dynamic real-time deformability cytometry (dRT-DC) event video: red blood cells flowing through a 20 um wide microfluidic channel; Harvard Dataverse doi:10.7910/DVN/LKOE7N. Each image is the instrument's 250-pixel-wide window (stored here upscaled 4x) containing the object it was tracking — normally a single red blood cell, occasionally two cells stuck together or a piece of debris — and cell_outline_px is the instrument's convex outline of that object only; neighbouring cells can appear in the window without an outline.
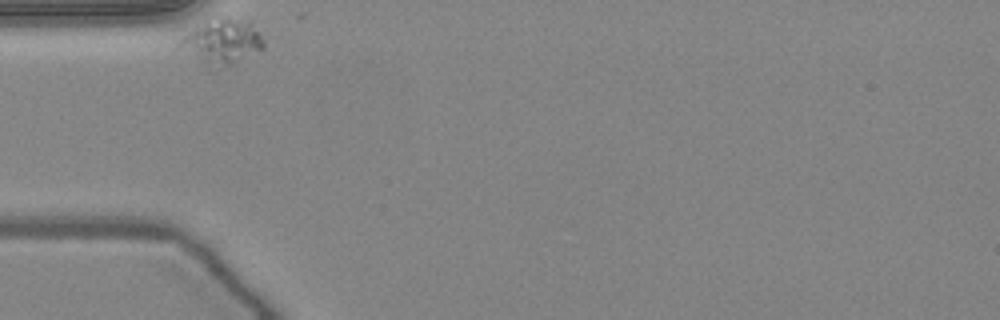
{"species": "common noctule bat (a hibernating species)", "species_latin": "Nyctalus noctula", "temperature_condition": "warm", "stored_images_in_passage": 30, "camera_frame_rate_fps": 3000, "um_per_image_px": 0.085, "animal": {"sex": "female", "body_mass_g": 24.6, "forearm_length_mm": 56.2}, "frame": {"image": 1, "passage_image": 1, "time_ms": 0.0, "image_size_px": [1000, 320], "cell_outline_px": [[264, 48], [216, 72], [208, 72], [172, 48], [184, 36], [204, 20], [216, 12], [220, 12], [252, 20], [264, 40]], "centroid_in_image_um": [18.75, 3.55], "position_along_channel_um": 66.3, "area_um2": 24.85}}
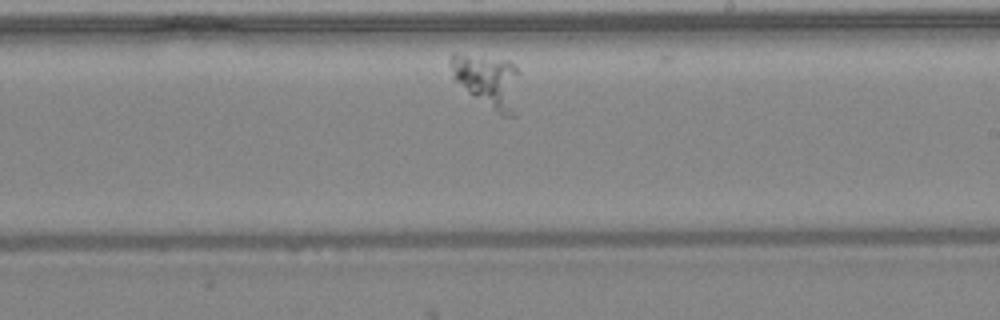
{"frame": {"image": 2, "passage_image": 18, "time_ms": 5.667, "image_size_px": [1000, 320], "cell_outline_px": [[520, 72], [516, 116], [500, 116], [452, 80], [448, 64], [448, 60], [452, 52], [508, 60]], "centroid_in_image_um": [41.44, 6.88], "position_along_channel_um": 247.6, "area_um2": 22.2}}
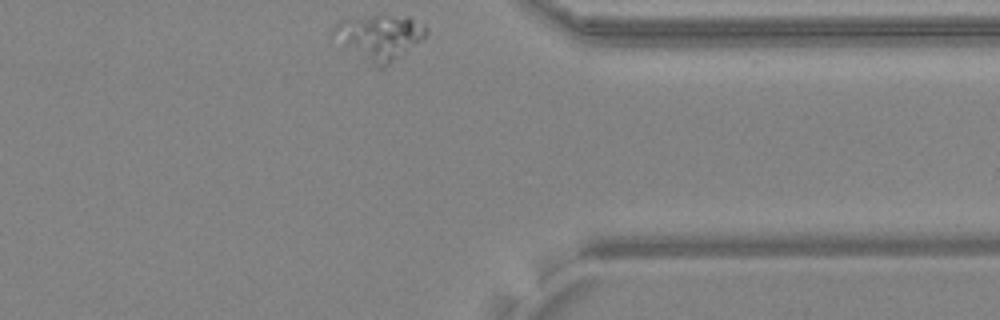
{"frame": {"image": 3, "passage_image": 30, "time_ms": 9.667, "image_size_px": [1000, 320], "cell_outline_px": [[428, 32], [420, 40], [384, 68], [368, 68], [332, 32], [332, 28], [340, 20], [376, 16], [408, 16], [424, 24], [428, 28]], "centroid_in_image_um": [32.26, 3.2], "position_along_channel_um": 379.1, "area_um2": 24.16}}